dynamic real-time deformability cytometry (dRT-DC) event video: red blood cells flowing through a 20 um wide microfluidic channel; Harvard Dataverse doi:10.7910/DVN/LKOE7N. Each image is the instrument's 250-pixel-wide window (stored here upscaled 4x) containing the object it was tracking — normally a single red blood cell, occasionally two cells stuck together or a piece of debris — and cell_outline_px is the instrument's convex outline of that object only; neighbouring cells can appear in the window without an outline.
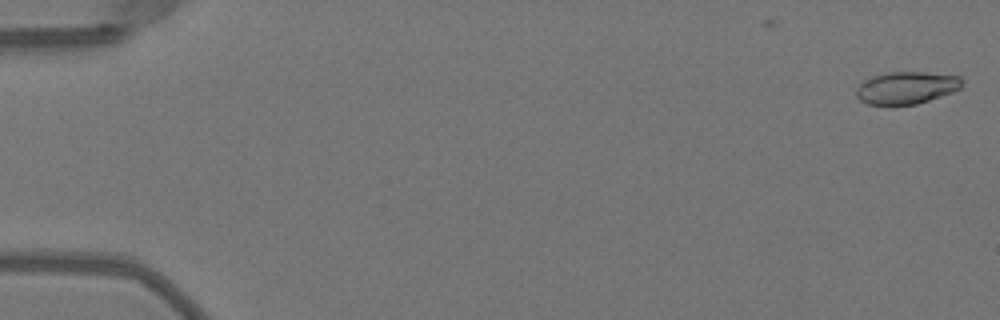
{"species": "Egyptian fruit bat (a non-hibernating species)", "species_latin": "Rousettus aegyptiacus", "temperature_condition": "warm", "stored_images_in_passage": 2, "camera_frame_rate_fps": 3000, "um_per_image_px": 0.085, "animal": {"sex": "female"}, "frame": {"image": 1, "passage_image": 2, "time_ms": 0.333, "image_size_px": [1000, 320], "cell_outline_px": [[964, 80], [960, 88], [952, 92], [916, 104], [868, 104], [860, 100], [856, 96], [856, 88], [864, 80], [872, 76], [888, 72], [928, 72], [960, 76]], "centroid_in_image_um": [77.05, 7.44], "position_along_channel_um": 7.9, "area_um2": 19.83}}